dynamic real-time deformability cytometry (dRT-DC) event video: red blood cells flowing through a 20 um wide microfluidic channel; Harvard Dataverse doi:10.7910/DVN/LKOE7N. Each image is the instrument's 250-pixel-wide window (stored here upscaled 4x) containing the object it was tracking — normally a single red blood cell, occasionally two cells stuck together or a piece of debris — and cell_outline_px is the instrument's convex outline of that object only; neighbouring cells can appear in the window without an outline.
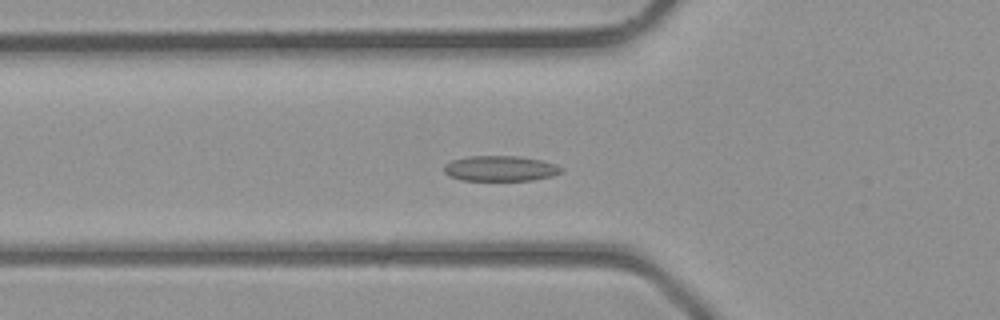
{"species": "common noctule bat (a hibernating species)", "species_latin": "Nyctalus noctula", "temperature_condition": "room temperature", "stored_images_in_passage": 31, "camera_frame_rate_fps": 3000, "um_per_image_px": 0.085, "animal": {"sex": "male", "body_mass_g": 23.1, "forearm_length_mm": 52.7}, "frame": {"image": 1, "passage_image": 4, "time_ms": 1.0, "image_size_px": [1000, 320], "cell_outline_px": [[564, 172], [552, 176], [532, 180], [460, 180], [448, 176], [444, 172], [444, 164], [452, 160], [468, 156], [520, 156], [540, 160], [556, 164], [564, 168]], "centroid_in_image_um": [42.53, 14.32], "position_along_channel_um": 83.3, "area_um2": 17.51}}
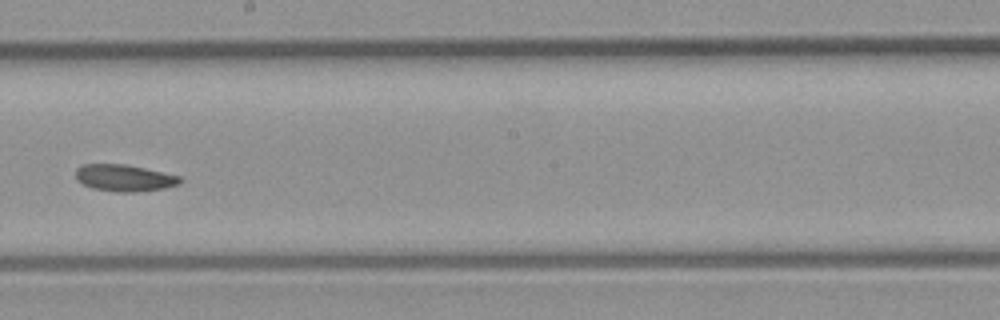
{"frame": {"image": 2, "passage_image": 13, "time_ms": 4.0, "image_size_px": [1000, 320], "cell_outline_px": [[184, 180], [180, 184], [164, 188], [132, 192], [116, 192], [92, 188], [76, 180], [76, 168], [80, 164], [124, 164], [144, 168], [180, 176]], "centroid_in_image_um": [10.56, 15.12], "position_along_channel_um": 237.6, "area_um2": 16.3}}
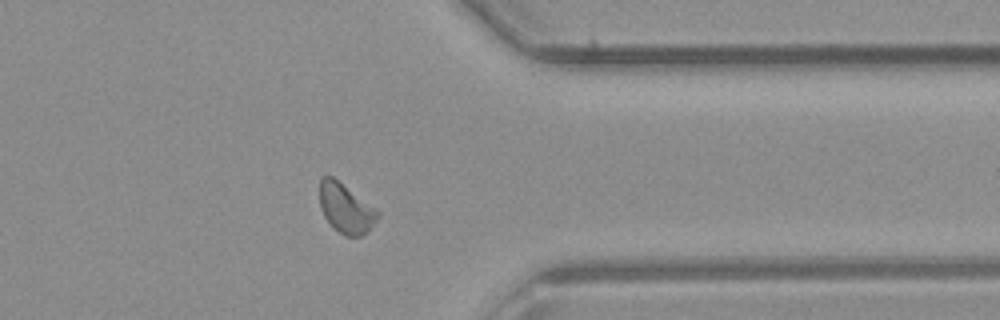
{"frame": {"image": 3, "passage_image": 22, "time_ms": 7.0, "image_size_px": [1000, 320], "cell_outline_px": [[380, 216], [368, 232], [360, 236], [344, 236], [324, 216], [320, 208], [320, 176], [332, 176], [380, 212]], "centroid_in_image_um": [29.4, 17.71], "position_along_channel_um": 382.0, "area_um2": 16.47}}